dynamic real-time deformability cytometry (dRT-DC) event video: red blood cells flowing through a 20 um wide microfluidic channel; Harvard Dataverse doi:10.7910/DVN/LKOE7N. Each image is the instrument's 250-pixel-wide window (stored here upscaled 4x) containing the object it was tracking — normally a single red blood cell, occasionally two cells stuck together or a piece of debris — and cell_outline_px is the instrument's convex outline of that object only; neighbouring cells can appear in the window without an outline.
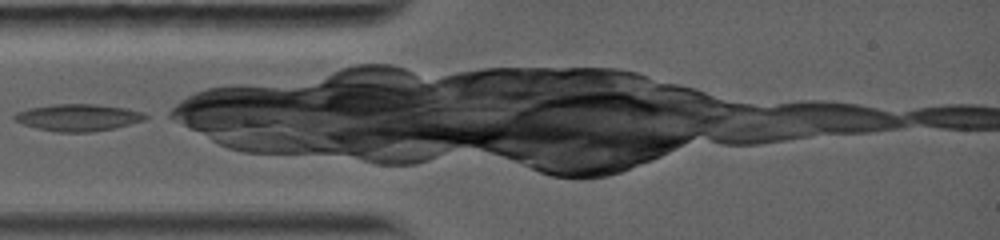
{"species": "common noctule bat (a hibernating species)", "species_latin": "Nyctalus noctula", "temperature_condition": "warm", "stored_images_in_passage": 23, "camera_frame_rate_fps": 5000, "um_per_image_px": 0.085, "animal": {"sex": "female", "body_mass_g": 19.0, "forearm_length_mm": 56.7}, "frame": {"image": 1, "passage_image": 1, "time_ms": 0.0, "image_size_px": [1000, 240], "cell_outline_px": [[148, 116], [140, 120], [128, 124], [112, 128], [92, 132], [56, 132], [36, 128], [24, 124], [16, 120], [12, 116], [16, 112], [32, 108], [56, 104], [92, 104], [124, 108], [140, 112]], "centroid_in_image_um": [6.58, 9.99], "position_along_channel_um": 78.4, "area_um2": 20.0}}
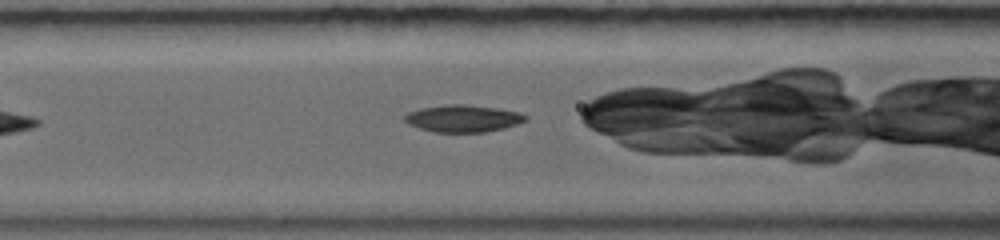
{"frame": {"image": 2, "passage_image": 11, "time_ms": 1.2, "image_size_px": [1000, 240], "cell_outline_px": [[528, 116], [524, 120], [516, 124], [504, 128], [484, 132], [436, 132], [420, 128], [404, 120], [404, 116], [408, 112], [424, 108], [456, 104], [492, 108], [516, 112]], "centroid_in_image_um": [39.34, 10.09], "position_along_channel_um": 127.3, "area_um2": 18.26}}
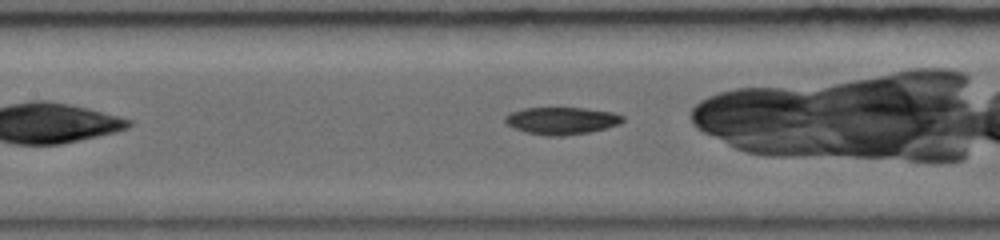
{"frame": {"image": 3, "passage_image": 17, "time_ms": 2.0, "image_size_px": [1000, 240], "cell_outline_px": [[624, 120], [616, 124], [604, 128], [588, 132], [564, 136], [544, 136], [524, 132], [508, 124], [504, 120], [512, 112], [524, 108], [584, 108], [612, 112], [624, 116]], "centroid_in_image_um": [47.73, 10.26], "position_along_channel_um": 159.7, "area_um2": 18.38}}